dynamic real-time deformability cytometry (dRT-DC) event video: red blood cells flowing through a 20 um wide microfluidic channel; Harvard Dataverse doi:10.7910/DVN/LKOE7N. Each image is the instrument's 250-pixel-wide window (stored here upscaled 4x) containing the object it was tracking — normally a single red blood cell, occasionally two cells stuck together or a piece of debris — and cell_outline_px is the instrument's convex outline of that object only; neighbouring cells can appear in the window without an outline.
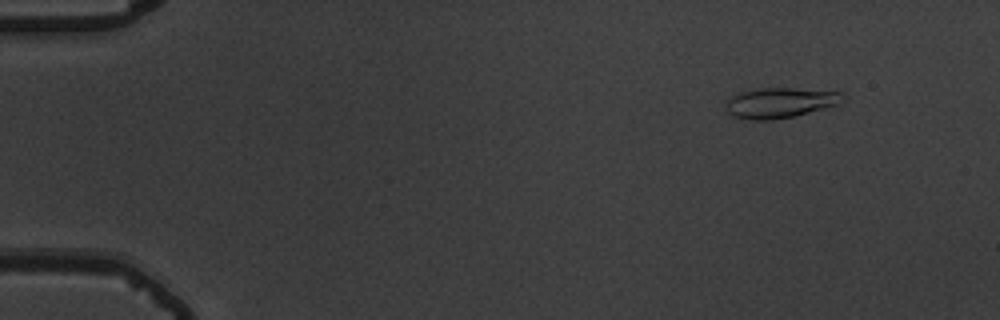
{"species": "common noctule bat (a hibernating species)", "species_latin": "Nyctalus noctula", "temperature_condition": "warm", "stored_images_in_passage": 56, "camera_frame_rate_fps": 3000, "um_per_image_px": 0.085, "animal": {"sex": "male", "body_mass_g": 19.5, "forearm_length_mm": 54.6}, "frame": {"image": 1, "passage_image": 6, "time_ms": 1.667, "image_size_px": [1000, 320], "cell_outline_px": [[848, 96], [836, 104], [808, 112], [792, 116], [772, 120], [752, 120], [732, 116], [728, 112], [724, 100], [740, 92], [756, 88], [792, 88], [844, 92]], "centroid_in_image_um": [66.27, 8.72], "position_along_channel_um": 18.7, "area_um2": 20.58}}
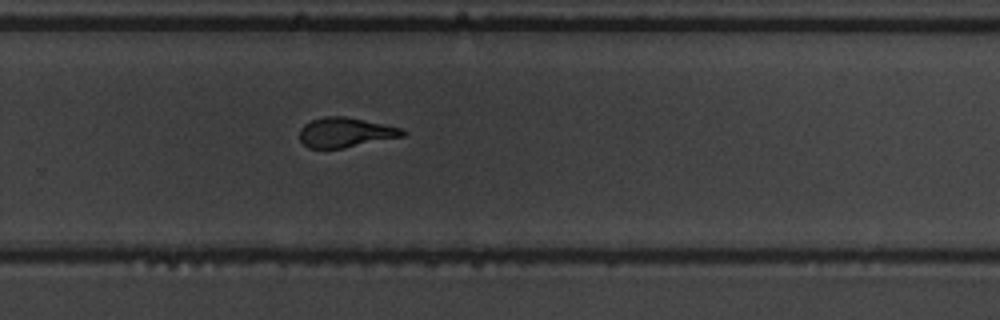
{"frame": {"image": 2, "passage_image": 38, "time_ms": 12.333, "image_size_px": [1000, 320], "cell_outline_px": [[408, 132], [404, 136], [344, 148], [308, 148], [300, 140], [300, 128], [304, 124], [312, 120], [324, 116], [344, 116], [404, 128]], "centroid_in_image_um": [29.39, 11.25], "position_along_channel_um": 300.4, "area_um2": 17.92}}
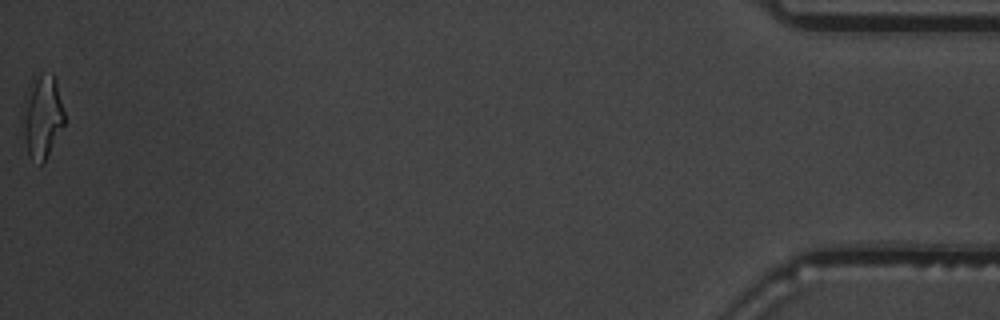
{"frame": {"image": 3, "passage_image": 56, "time_ms": 18.333, "image_size_px": [1000, 320], "cell_outline_px": [[64, 124], [44, 164], [40, 164], [28, 152], [24, 136], [24, 124], [28, 84], [40, 76], [52, 72], [56, 80], [64, 112]], "centroid_in_image_um": [3.64, 9.92], "position_along_channel_um": 431.6, "area_um2": 19.31}, "authors_computed_cell_mechanics": {"area_um2": 19.0162, "velocity_mm_per_s": 3.6844, "shape_relaxation_time_tau1_ms": 7.6467, "shape_relaxation_time_tau2_ms": 1.8404, "deformation_change_tau1": 0.2524, "deformation_change_tau2": 0.107}}